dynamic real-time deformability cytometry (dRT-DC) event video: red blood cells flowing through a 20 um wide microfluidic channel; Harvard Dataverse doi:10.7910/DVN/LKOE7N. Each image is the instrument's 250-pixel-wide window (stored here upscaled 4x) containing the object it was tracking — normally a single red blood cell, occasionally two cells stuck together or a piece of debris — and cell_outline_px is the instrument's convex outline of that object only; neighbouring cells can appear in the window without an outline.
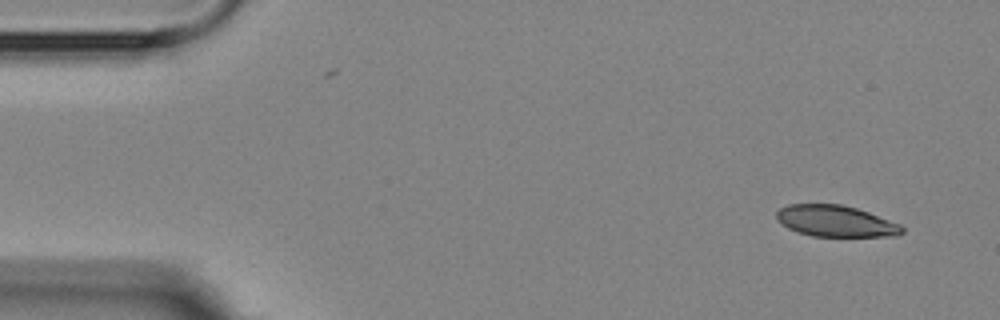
{"species": "Egyptian fruit bat (a non-hibernating species)", "species_latin": "Rousettus aegyptiacus", "temperature_condition": "room temperature", "stored_images_in_passage": 4, "camera_frame_rate_fps": 3000, "um_per_image_px": 0.085, "animal": {"sex": "female"}, "frame": {"image": 1, "passage_image": 1, "time_ms": 0.0, "image_size_px": [1000, 320], "cell_outline_px": [[904, 232], [896, 236], [812, 236], [796, 232], [788, 228], [776, 220], [776, 212], [780, 208], [788, 204], [840, 204], [856, 208], [868, 212], [900, 224], [904, 228]], "centroid_in_image_um": [71.01, 18.79], "position_along_channel_um": 14.0, "area_um2": 22.95}}
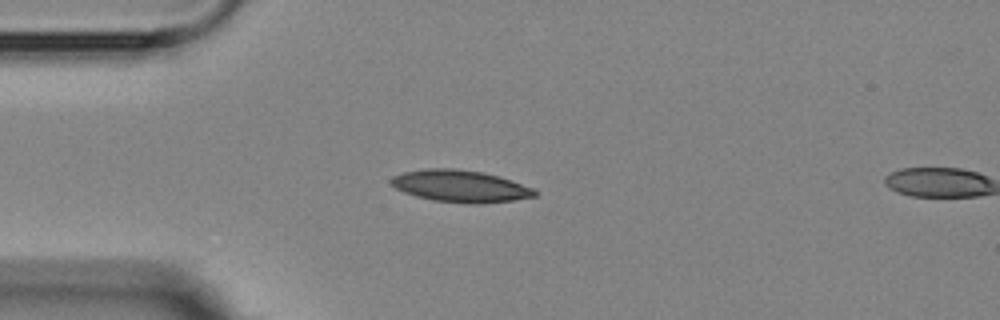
{"frame": {"image": 2, "passage_image": 3, "time_ms": 3.333, "image_size_px": [1000, 320], "cell_outline_px": [[536, 196], [512, 200], [476, 204], [472, 204], [432, 200], [416, 196], [404, 192], [396, 188], [388, 180], [392, 176], [404, 172], [424, 168], [452, 168], [484, 172], [500, 176], [536, 188]], "centroid_in_image_um": [39.14, 15.81], "position_along_channel_um": 45.9, "area_um2": 26.93}}